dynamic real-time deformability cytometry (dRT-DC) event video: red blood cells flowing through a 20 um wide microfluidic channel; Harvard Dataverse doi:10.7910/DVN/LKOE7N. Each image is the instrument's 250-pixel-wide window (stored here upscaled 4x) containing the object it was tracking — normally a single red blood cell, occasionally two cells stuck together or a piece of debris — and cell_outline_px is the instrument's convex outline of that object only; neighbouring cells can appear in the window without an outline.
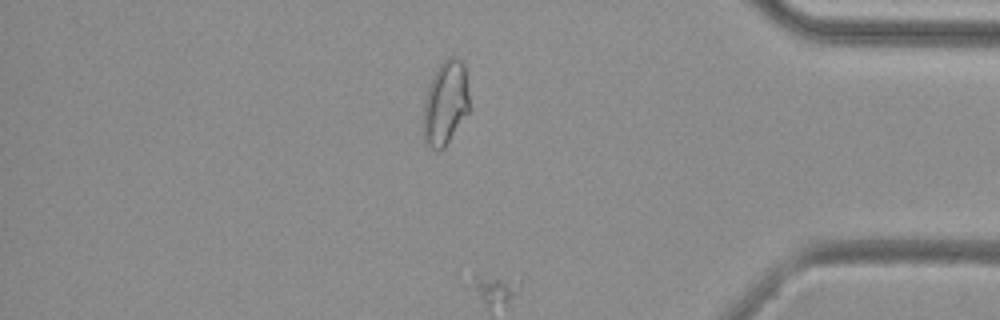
{"species": "common noctule bat (a hibernating species)", "species_latin": "Nyctalus noctula", "temperature_condition": "cold", "stored_images_in_passage": 40, "camera_frame_rate_fps": 3000, "um_per_image_px": 0.085, "animal": {"sex": "female", "body_mass_g": 29.2, "forearm_length_mm": 56.3}, "frame": {"image": 1, "passage_image": 39, "time_ms": 12.667, "image_size_px": [1000, 320], "cell_outline_px": [[472, 108], [444, 148], [440, 152], [436, 152], [428, 148], [424, 144], [424, 100], [428, 84], [436, 68], [448, 56], [456, 56], [464, 64]], "centroid_in_image_um": [37.88, 8.78], "position_along_channel_um": 397.3, "area_um2": 23.41}}